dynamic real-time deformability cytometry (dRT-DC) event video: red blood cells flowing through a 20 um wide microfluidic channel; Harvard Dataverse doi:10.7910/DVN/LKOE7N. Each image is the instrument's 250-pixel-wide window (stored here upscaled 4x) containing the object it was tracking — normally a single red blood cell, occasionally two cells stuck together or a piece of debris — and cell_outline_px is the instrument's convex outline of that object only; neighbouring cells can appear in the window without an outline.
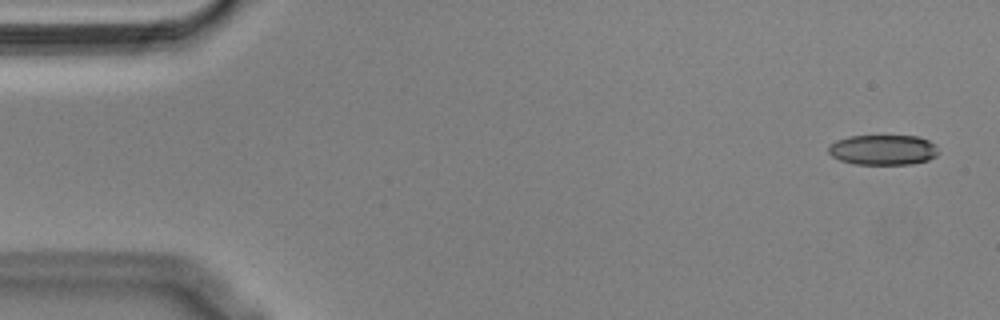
{"species": "Egyptian fruit bat (a non-hibernating species)", "species_latin": "Rousettus aegyptiacus", "temperature_condition": "cold", "stored_images_in_passage": 53, "camera_frame_rate_fps": 3000, "um_per_image_px": 0.085, "animal": {"sex": "male"}, "frame": {"image": 1, "passage_image": 1, "time_ms": 0.0, "image_size_px": [1000, 320], "cell_outline_px": [[940, 152], [936, 156], [928, 160], [912, 164], [856, 164], [840, 160], [832, 156], [828, 152], [828, 148], [836, 140], [848, 136], [916, 136], [928, 140], [936, 144]], "centroid_in_image_um": [75.09, 12.74], "position_along_channel_um": 9.9, "area_um2": 19.42}}
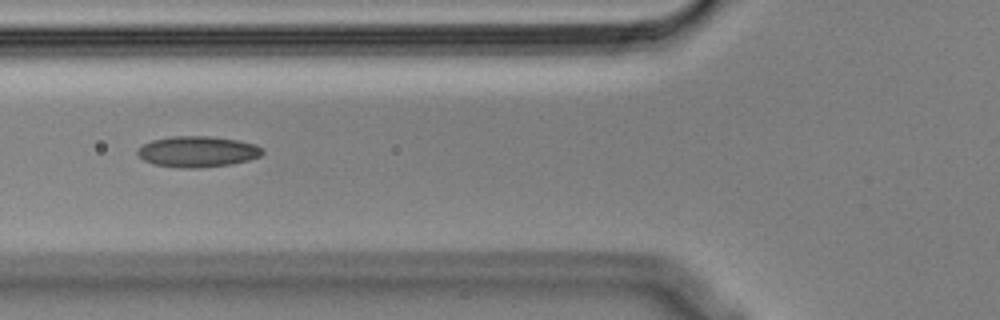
{"frame": {"image": 2, "passage_image": 19, "time_ms": 6.0, "image_size_px": [1000, 320], "cell_outline_px": [[264, 152], [260, 156], [248, 160], [232, 164], [200, 168], [180, 168], [152, 164], [144, 160], [136, 152], [144, 144], [152, 140], [172, 136], [208, 136], [236, 140], [256, 144], [264, 148]], "centroid_in_image_um": [16.81, 12.89], "position_along_channel_um": 109.0, "area_um2": 22.54}}
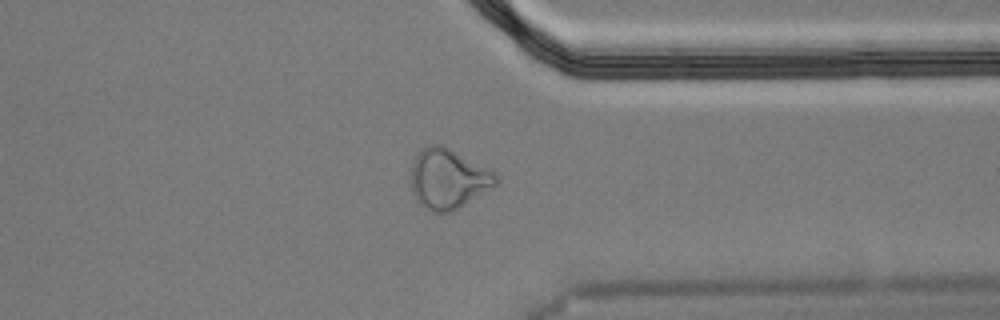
{"frame": {"image": 3, "passage_image": 41, "time_ms": 13.333, "image_size_px": [1000, 320], "cell_outline_px": [[500, 180], [496, 184], [452, 212], [432, 212], [424, 208], [420, 204], [412, 192], [412, 164], [416, 156], [428, 144], [440, 144], [496, 172], [500, 176]], "centroid_in_image_um": [38.1, 15.21], "position_along_channel_um": 373.3, "area_um2": 29.3}, "authors_computed_cell_mechanics": {"area_um2": 21.8484, "velocity_mm_per_s": 3.6432, "shape_relaxation_time_tau1_ms": null, "shape_relaxation_time_tau2_ms": 4.177, "deformation_change_tau1": null, "deformation_change_tau2": 0.1235}}